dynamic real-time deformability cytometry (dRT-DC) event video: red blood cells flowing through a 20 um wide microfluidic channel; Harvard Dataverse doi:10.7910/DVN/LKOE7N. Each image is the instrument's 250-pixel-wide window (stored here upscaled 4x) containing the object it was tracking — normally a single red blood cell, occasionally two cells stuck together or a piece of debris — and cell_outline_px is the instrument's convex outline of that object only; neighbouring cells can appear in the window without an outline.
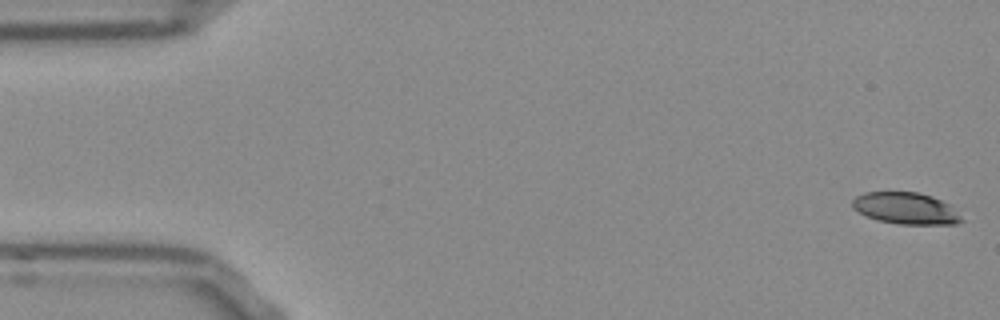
{"species": "Egyptian fruit bat (a non-hibernating species)", "species_latin": "Rousettus aegyptiacus", "temperature_condition": "room temperature", "stored_images_in_passage": 53, "camera_frame_rate_fps": 3000, "um_per_image_px": 0.085, "frame": {"image": 1, "passage_image": 1, "time_ms": 0.0, "image_size_px": [1000, 320], "cell_outline_px": [[964, 220], [956, 224], [900, 224], [876, 220], [864, 216], [852, 208], [852, 200], [856, 196], [864, 192], [916, 192], [932, 196], [948, 204]], "centroid_in_image_um": [76.93, 17.71], "position_along_channel_um": 8.1, "area_um2": 20.11}}
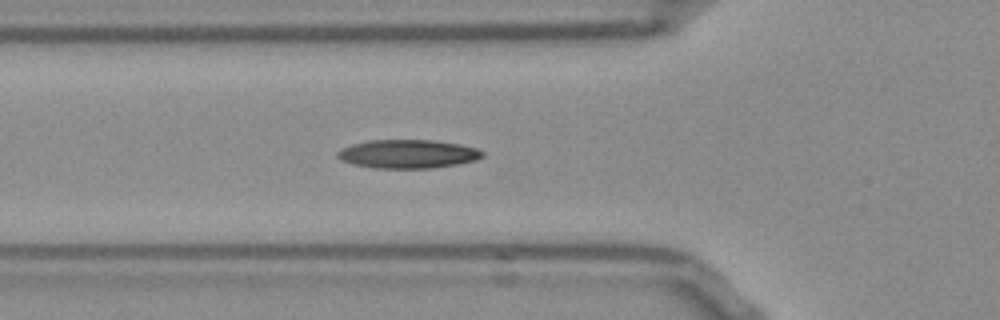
{"frame": {"image": 2, "passage_image": 18, "time_ms": 5.667, "image_size_px": [1000, 320], "cell_outline_px": [[484, 156], [476, 160], [456, 164], [432, 168], [372, 168], [352, 164], [340, 160], [336, 156], [336, 152], [340, 148], [352, 144], [368, 140], [436, 140], [460, 144], [476, 148], [484, 152]], "centroid_in_image_um": [34.63, 13.08], "position_along_channel_um": 91.2, "area_um2": 24.39}}
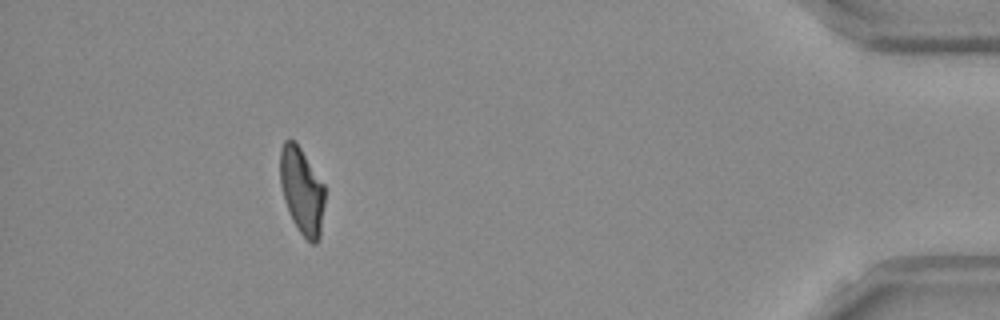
{"frame": {"image": 3, "passage_image": 48, "time_ms": 15.667, "image_size_px": [1000, 320], "cell_outline_px": [[324, 204], [320, 236], [316, 244], [312, 244], [300, 232], [292, 220], [284, 200], [280, 184], [280, 148], [284, 140], [296, 140], [324, 184]], "centroid_in_image_um": [25.65, 16.18], "position_along_channel_um": 409.6, "area_um2": 22.66}, "authors_computed_cell_mechanics": {"area_um2": 22.9466, "velocity_mm_per_s": 3.7933, "shape_relaxation_time_tau1_ms": null, "shape_relaxation_time_tau2_ms": 3.2277, "deformation_change_tau1": null, "deformation_change_tau2": 0.1124}}